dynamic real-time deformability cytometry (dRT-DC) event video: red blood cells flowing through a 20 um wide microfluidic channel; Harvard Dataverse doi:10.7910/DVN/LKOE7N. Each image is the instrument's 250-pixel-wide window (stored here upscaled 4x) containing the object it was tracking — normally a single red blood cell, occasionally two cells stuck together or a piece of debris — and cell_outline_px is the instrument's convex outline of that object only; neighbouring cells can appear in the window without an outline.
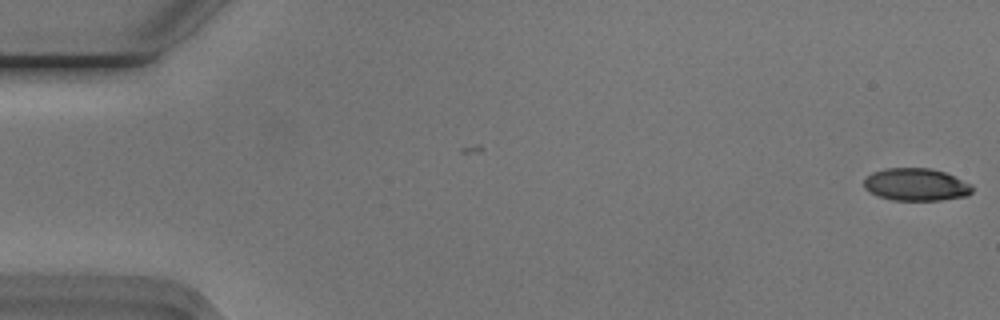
{"species": "Egyptian fruit bat (a non-hibernating species)", "species_latin": "Rousettus aegyptiacus", "temperature_condition": "cold", "stored_images_in_passage": 55, "camera_frame_rate_fps": 3000, "um_per_image_px": 0.085, "animal": {"sex": "male"}, "frame": {"image": 1, "passage_image": 1, "time_ms": 0.0, "image_size_px": [1000, 320], "cell_outline_px": [[972, 192], [968, 196], [940, 200], [892, 200], [880, 196], [864, 188], [864, 180], [872, 172], [884, 168], [932, 168], [944, 172], [972, 184]], "centroid_in_image_um": [77.88, 15.68], "position_along_channel_um": 7.1, "area_um2": 20.46}}
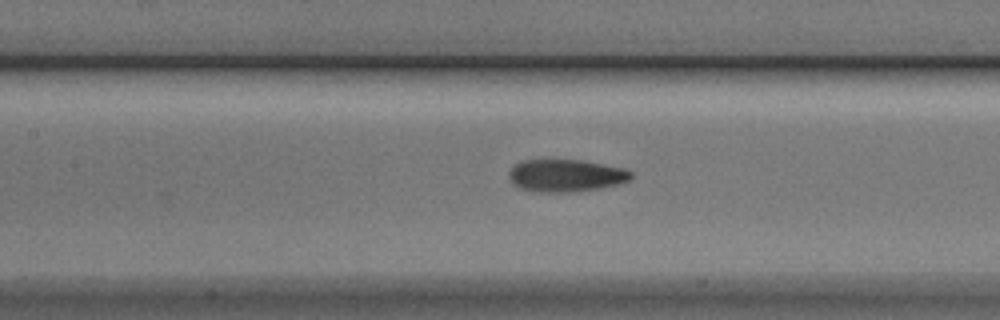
{"frame": {"image": 2, "passage_image": 25, "time_ms": 8.0, "image_size_px": [1000, 320], "cell_outline_px": [[632, 176], [628, 180], [620, 184], [600, 188], [568, 192], [540, 192], [520, 188], [512, 184], [508, 176], [508, 172], [512, 164], [520, 160], [580, 160], [624, 168], [632, 172]], "centroid_in_image_um": [48.04, 14.91], "position_along_channel_um": 159.4, "area_um2": 23.18}}
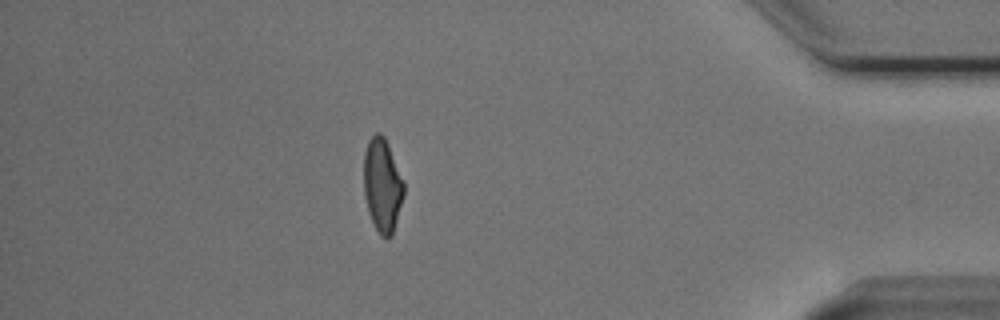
{"frame": {"image": 3, "passage_image": 48, "time_ms": 15.667, "image_size_px": [1000, 320], "cell_outline_px": [[404, 196], [392, 236], [388, 240], [380, 236], [368, 212], [364, 196], [364, 152], [368, 140], [376, 132], [380, 132], [384, 136], [388, 144], [404, 180]], "centroid_in_image_um": [32.51, 15.75], "position_along_channel_um": 402.7, "area_um2": 22.14}, "authors_computed_cell_mechanics": {"area_um2": 22.253, "velocity_mm_per_s": 3.7472, "shape_relaxation_time_tau1_ms": 4.339, "shape_relaxation_time_tau2_ms": 1.6062, "deformation_change_tau1": 0.1522, "deformation_change_tau2": 0.0807}}